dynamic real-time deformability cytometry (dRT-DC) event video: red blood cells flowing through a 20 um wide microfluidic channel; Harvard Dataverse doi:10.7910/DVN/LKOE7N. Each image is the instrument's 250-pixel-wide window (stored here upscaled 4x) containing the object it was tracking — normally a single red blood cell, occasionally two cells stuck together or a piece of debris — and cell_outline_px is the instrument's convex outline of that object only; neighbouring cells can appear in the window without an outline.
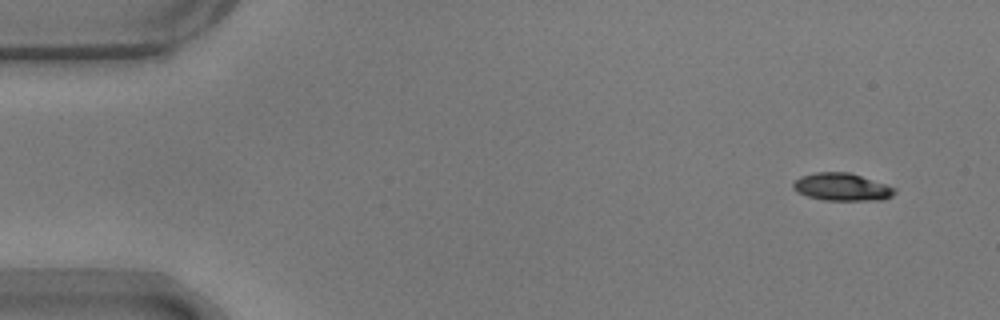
{"species": "common noctule bat (a hibernating species)", "species_latin": "Nyctalus noctula", "temperature_condition": "warm", "stored_images_in_passage": 52, "camera_frame_rate_fps": 3000, "um_per_image_px": 0.085, "animal": {"sex": "male", "body_mass_g": 17.9}, "frame": {"image": 1, "passage_image": 1, "time_ms": 0.0, "image_size_px": [1000, 320], "cell_outline_px": [[896, 192], [892, 196], [884, 200], [824, 200], [808, 196], [796, 192], [792, 188], [792, 184], [800, 176], [816, 172], [848, 172], [896, 188]], "centroid_in_image_um": [71.54, 15.9], "position_along_channel_um": 13.5, "area_um2": 16.24}}
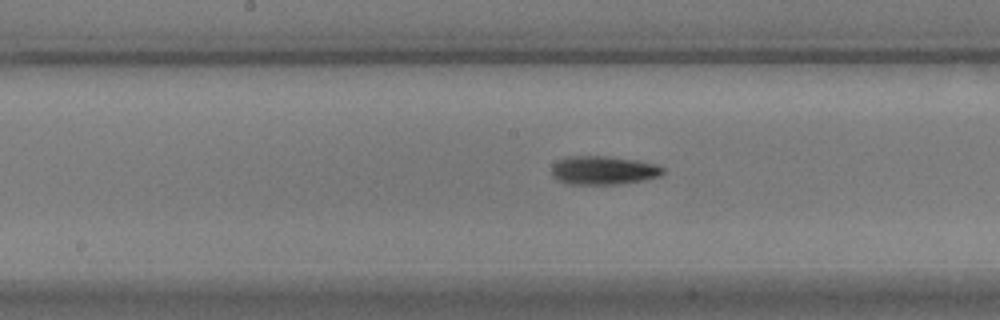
{"frame": {"image": 2, "passage_image": 25, "time_ms": 8.0, "image_size_px": [1000, 320], "cell_outline_px": [[664, 172], [660, 176], [644, 180], [616, 184], [568, 184], [556, 180], [552, 176], [552, 164], [556, 160], [568, 156], [608, 156], [636, 160], [656, 164], [664, 168]], "centroid_in_image_um": [51.25, 14.47], "position_along_channel_um": 196.9, "area_um2": 18.73}}
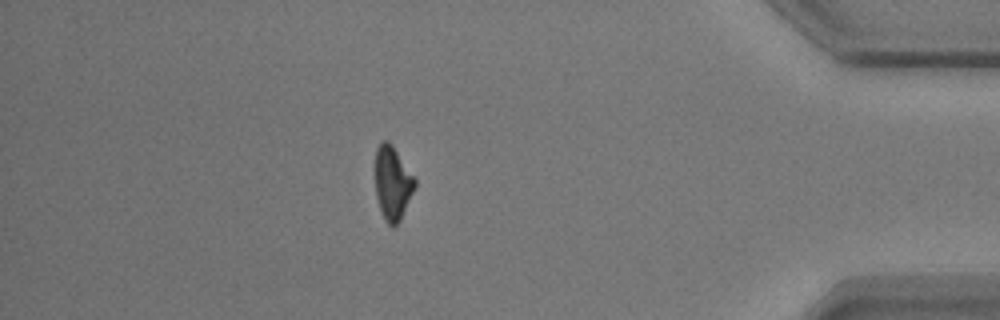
{"frame": {"image": 3, "passage_image": 45, "time_ms": 14.667, "image_size_px": [1000, 320], "cell_outline_px": [[416, 184], [400, 220], [392, 228], [384, 220], [376, 196], [376, 148], [384, 140], [388, 140], [392, 144], [416, 180]], "centroid_in_image_um": [33.36, 15.56], "position_along_channel_um": 401.8, "area_um2": 16.7}, "authors_computed_cell_mechanics": {"area_um2": 17.7157, "velocity_mm_per_s": 3.6947, "shape_relaxation_time_tau1_ms": 3.4103, "shape_relaxation_time_tau2_ms": 8.0821, "deformation_change_tau1": 0.1289, "deformation_change_tau2": 0.1756}}